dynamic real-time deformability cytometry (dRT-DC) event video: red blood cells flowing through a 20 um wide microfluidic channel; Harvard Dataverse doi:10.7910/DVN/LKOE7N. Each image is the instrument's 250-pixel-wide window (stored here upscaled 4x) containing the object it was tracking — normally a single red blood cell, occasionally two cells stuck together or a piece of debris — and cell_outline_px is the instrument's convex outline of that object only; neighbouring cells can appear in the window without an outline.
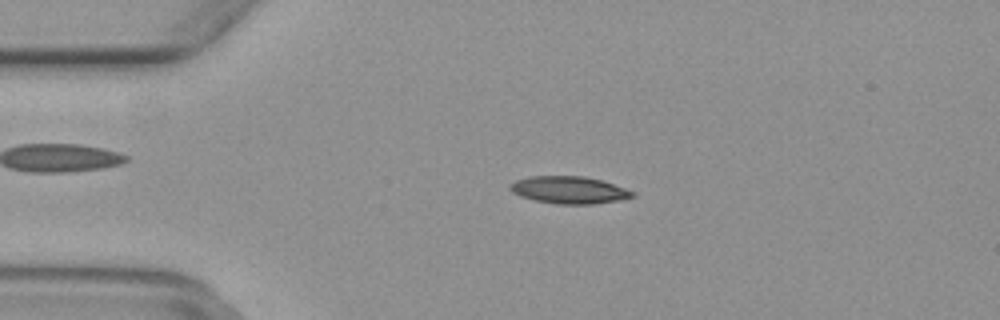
{"species": "common noctule bat (a hibernating species)", "species_latin": "Nyctalus noctula", "temperature_condition": "warm", "stored_images_in_passage": 49, "camera_frame_rate_fps": 3000, "um_per_image_px": 0.085, "animal": {"sex": "female", "body_mass_g": 29.2, "forearm_length_mm": 56.3}, "frame": {"image": 1, "passage_image": 10, "time_ms": 3.0, "image_size_px": [1000, 320], "cell_outline_px": [[636, 196], [620, 200], [592, 204], [556, 204], [536, 200], [520, 196], [512, 192], [508, 188], [508, 184], [516, 180], [528, 176], [584, 176], [604, 180], [636, 192]], "centroid_in_image_um": [48.39, 16.14], "position_along_channel_um": 36.6, "area_um2": 19.71}}
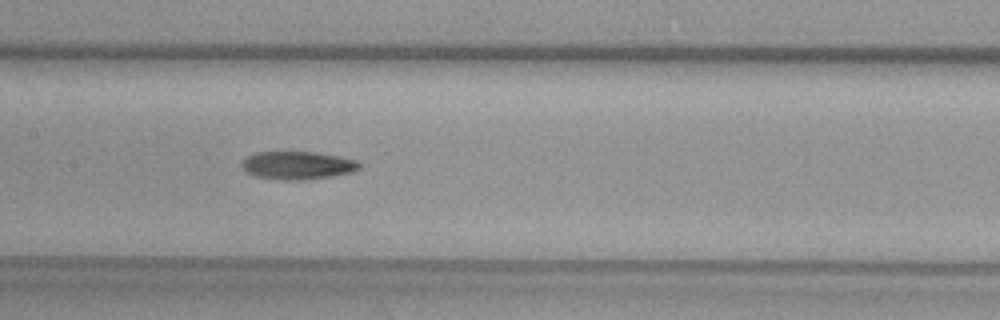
{"frame": {"image": 2, "passage_image": 23, "time_ms": 7.333, "image_size_px": [1000, 320], "cell_outline_px": [[360, 168], [352, 172], [332, 176], [300, 180], [280, 180], [256, 176], [244, 172], [240, 164], [248, 156], [256, 152], [316, 152], [356, 160], [360, 164]], "centroid_in_image_um": [25.26, 14.06], "position_along_channel_um": 182.1, "area_um2": 19.13}}
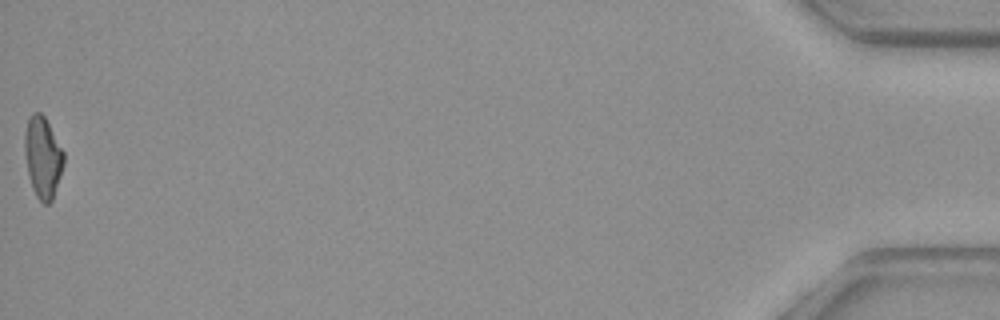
{"frame": {"image": 3, "passage_image": 49, "time_ms": 16.0, "image_size_px": [1000, 320], "cell_outline_px": [[64, 164], [52, 200], [48, 204], [44, 204], [36, 196], [32, 188], [28, 176], [24, 152], [24, 132], [28, 120], [32, 112], [40, 112], [44, 116], [64, 152]], "centroid_in_image_um": [3.62, 13.37], "position_along_channel_um": 431.6, "area_um2": 18.5}}